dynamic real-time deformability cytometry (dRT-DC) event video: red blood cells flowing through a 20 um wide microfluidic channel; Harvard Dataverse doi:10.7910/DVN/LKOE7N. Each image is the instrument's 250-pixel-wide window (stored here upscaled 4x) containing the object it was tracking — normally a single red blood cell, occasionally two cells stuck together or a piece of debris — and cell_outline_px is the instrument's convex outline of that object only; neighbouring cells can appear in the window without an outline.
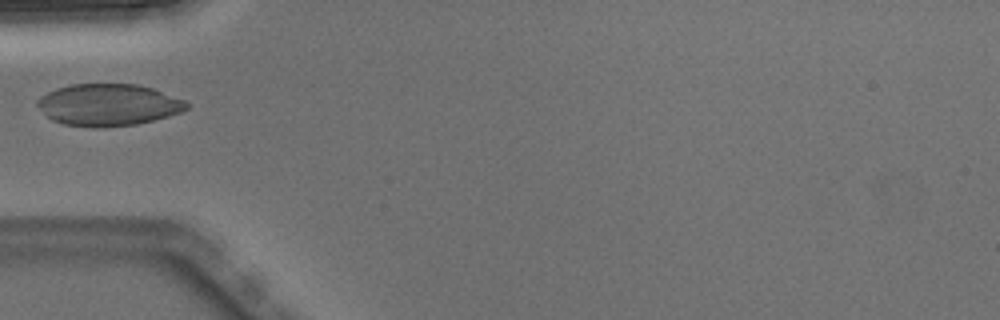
{"species": "Egyptian fruit bat (a non-hibernating species)", "species_latin": "Rousettus aegyptiacus", "temperature_condition": "warm", "stored_images_in_passage": 5, "camera_frame_rate_fps": 3000, "um_per_image_px": 0.085, "animal": {"sex": "male"}, "frame": {"image": 1, "passage_image": 4, "time_ms": 1.0, "image_size_px": [1000, 320], "cell_outline_px": [[188, 108], [180, 112], [168, 116], [136, 124], [104, 128], [92, 128], [64, 124], [52, 120], [36, 104], [36, 100], [48, 92], [56, 88], [72, 84], [136, 84], [152, 88], [184, 100], [188, 104]], "centroid_in_image_um": [9.19, 8.92], "position_along_channel_um": 75.8, "area_um2": 36.3}}